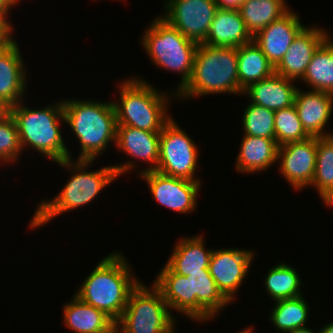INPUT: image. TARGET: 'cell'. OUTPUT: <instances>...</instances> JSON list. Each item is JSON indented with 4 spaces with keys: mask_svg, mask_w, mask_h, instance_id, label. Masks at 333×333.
<instances>
[{
    "mask_svg": "<svg viewBox=\"0 0 333 333\" xmlns=\"http://www.w3.org/2000/svg\"><path fill=\"white\" fill-rule=\"evenodd\" d=\"M300 80L312 90L333 94V42L329 37L317 48Z\"/></svg>",
    "mask_w": 333,
    "mask_h": 333,
    "instance_id": "484cf974",
    "label": "cell"
},
{
    "mask_svg": "<svg viewBox=\"0 0 333 333\" xmlns=\"http://www.w3.org/2000/svg\"><path fill=\"white\" fill-rule=\"evenodd\" d=\"M237 51L238 79L243 91L275 73V67L254 41L237 47Z\"/></svg>",
    "mask_w": 333,
    "mask_h": 333,
    "instance_id": "d4e9b609",
    "label": "cell"
},
{
    "mask_svg": "<svg viewBox=\"0 0 333 333\" xmlns=\"http://www.w3.org/2000/svg\"><path fill=\"white\" fill-rule=\"evenodd\" d=\"M21 55L14 38L0 45V100L11 106L21 102L26 93V64Z\"/></svg>",
    "mask_w": 333,
    "mask_h": 333,
    "instance_id": "ac0fdd59",
    "label": "cell"
},
{
    "mask_svg": "<svg viewBox=\"0 0 333 333\" xmlns=\"http://www.w3.org/2000/svg\"><path fill=\"white\" fill-rule=\"evenodd\" d=\"M329 37L328 31L306 26L293 40L287 52L275 66V73L285 78L300 80L317 48Z\"/></svg>",
    "mask_w": 333,
    "mask_h": 333,
    "instance_id": "9a60e30c",
    "label": "cell"
},
{
    "mask_svg": "<svg viewBox=\"0 0 333 333\" xmlns=\"http://www.w3.org/2000/svg\"><path fill=\"white\" fill-rule=\"evenodd\" d=\"M294 106L303 129L310 137H329L325 130L333 111V94L317 90L301 91L297 89Z\"/></svg>",
    "mask_w": 333,
    "mask_h": 333,
    "instance_id": "e0dca14e",
    "label": "cell"
},
{
    "mask_svg": "<svg viewBox=\"0 0 333 333\" xmlns=\"http://www.w3.org/2000/svg\"><path fill=\"white\" fill-rule=\"evenodd\" d=\"M162 293L152 284L143 282L130 293L128 303L118 323L122 333H173L175 317Z\"/></svg>",
    "mask_w": 333,
    "mask_h": 333,
    "instance_id": "9c48e42d",
    "label": "cell"
},
{
    "mask_svg": "<svg viewBox=\"0 0 333 333\" xmlns=\"http://www.w3.org/2000/svg\"><path fill=\"white\" fill-rule=\"evenodd\" d=\"M161 132L141 130L131 126L117 125L116 148L135 160L151 164L139 173L156 171L159 161ZM150 167V168H149Z\"/></svg>",
    "mask_w": 333,
    "mask_h": 333,
    "instance_id": "d6986e66",
    "label": "cell"
},
{
    "mask_svg": "<svg viewBox=\"0 0 333 333\" xmlns=\"http://www.w3.org/2000/svg\"><path fill=\"white\" fill-rule=\"evenodd\" d=\"M152 21L142 34V46L155 66L182 76L177 91L172 92L176 97L191 77L198 44L184 37L160 16Z\"/></svg>",
    "mask_w": 333,
    "mask_h": 333,
    "instance_id": "ba28073f",
    "label": "cell"
},
{
    "mask_svg": "<svg viewBox=\"0 0 333 333\" xmlns=\"http://www.w3.org/2000/svg\"><path fill=\"white\" fill-rule=\"evenodd\" d=\"M275 302L269 319L276 329L280 332L289 333L297 328L306 327L310 306H308L303 295Z\"/></svg>",
    "mask_w": 333,
    "mask_h": 333,
    "instance_id": "f1b7e54d",
    "label": "cell"
},
{
    "mask_svg": "<svg viewBox=\"0 0 333 333\" xmlns=\"http://www.w3.org/2000/svg\"><path fill=\"white\" fill-rule=\"evenodd\" d=\"M275 139L279 146L304 141L310 136L303 129L294 105L275 111Z\"/></svg>",
    "mask_w": 333,
    "mask_h": 333,
    "instance_id": "4dcf8cb0",
    "label": "cell"
},
{
    "mask_svg": "<svg viewBox=\"0 0 333 333\" xmlns=\"http://www.w3.org/2000/svg\"><path fill=\"white\" fill-rule=\"evenodd\" d=\"M11 107L7 102L0 100V124L11 116Z\"/></svg>",
    "mask_w": 333,
    "mask_h": 333,
    "instance_id": "8d00e7d4",
    "label": "cell"
},
{
    "mask_svg": "<svg viewBox=\"0 0 333 333\" xmlns=\"http://www.w3.org/2000/svg\"><path fill=\"white\" fill-rule=\"evenodd\" d=\"M22 153L18 127L10 116L0 124V162L15 163Z\"/></svg>",
    "mask_w": 333,
    "mask_h": 333,
    "instance_id": "d6a6232c",
    "label": "cell"
},
{
    "mask_svg": "<svg viewBox=\"0 0 333 333\" xmlns=\"http://www.w3.org/2000/svg\"><path fill=\"white\" fill-rule=\"evenodd\" d=\"M17 2V0H0V15L9 21L8 13H10L12 7L18 4Z\"/></svg>",
    "mask_w": 333,
    "mask_h": 333,
    "instance_id": "d590c367",
    "label": "cell"
},
{
    "mask_svg": "<svg viewBox=\"0 0 333 333\" xmlns=\"http://www.w3.org/2000/svg\"><path fill=\"white\" fill-rule=\"evenodd\" d=\"M254 256L250 249H213L208 269L218 289L230 302L234 301Z\"/></svg>",
    "mask_w": 333,
    "mask_h": 333,
    "instance_id": "4fadbf2b",
    "label": "cell"
},
{
    "mask_svg": "<svg viewBox=\"0 0 333 333\" xmlns=\"http://www.w3.org/2000/svg\"><path fill=\"white\" fill-rule=\"evenodd\" d=\"M93 162L95 161L78 159L56 162L61 167L70 168L73 174L54 199L40 201L29 224L30 228L37 229L60 214L86 206L115 179L136 167L135 162L127 160L123 164L115 163V165L88 172L87 167H90Z\"/></svg>",
    "mask_w": 333,
    "mask_h": 333,
    "instance_id": "6da1fadb",
    "label": "cell"
},
{
    "mask_svg": "<svg viewBox=\"0 0 333 333\" xmlns=\"http://www.w3.org/2000/svg\"><path fill=\"white\" fill-rule=\"evenodd\" d=\"M295 268L289 266L286 263L275 265L266 274L265 288L267 294L272 300L290 299L302 296L301 284L299 273L296 272Z\"/></svg>",
    "mask_w": 333,
    "mask_h": 333,
    "instance_id": "f546056e",
    "label": "cell"
},
{
    "mask_svg": "<svg viewBox=\"0 0 333 333\" xmlns=\"http://www.w3.org/2000/svg\"><path fill=\"white\" fill-rule=\"evenodd\" d=\"M139 177L146 180L151 195L160 205L181 214L196 210L201 181L170 177L157 171L145 172Z\"/></svg>",
    "mask_w": 333,
    "mask_h": 333,
    "instance_id": "7c38bea8",
    "label": "cell"
},
{
    "mask_svg": "<svg viewBox=\"0 0 333 333\" xmlns=\"http://www.w3.org/2000/svg\"><path fill=\"white\" fill-rule=\"evenodd\" d=\"M292 79L274 73L244 90L250 103L276 111L294 105L297 87Z\"/></svg>",
    "mask_w": 333,
    "mask_h": 333,
    "instance_id": "ffe728a7",
    "label": "cell"
},
{
    "mask_svg": "<svg viewBox=\"0 0 333 333\" xmlns=\"http://www.w3.org/2000/svg\"><path fill=\"white\" fill-rule=\"evenodd\" d=\"M222 93L244 94L238 79L237 47L198 44L191 77L176 98Z\"/></svg>",
    "mask_w": 333,
    "mask_h": 333,
    "instance_id": "277c9868",
    "label": "cell"
},
{
    "mask_svg": "<svg viewBox=\"0 0 333 333\" xmlns=\"http://www.w3.org/2000/svg\"><path fill=\"white\" fill-rule=\"evenodd\" d=\"M276 139L244 135L236 160V170L240 173H259L270 168L277 161Z\"/></svg>",
    "mask_w": 333,
    "mask_h": 333,
    "instance_id": "603a6c76",
    "label": "cell"
},
{
    "mask_svg": "<svg viewBox=\"0 0 333 333\" xmlns=\"http://www.w3.org/2000/svg\"><path fill=\"white\" fill-rule=\"evenodd\" d=\"M253 41L239 10L217 9L204 44L240 47Z\"/></svg>",
    "mask_w": 333,
    "mask_h": 333,
    "instance_id": "44dd1931",
    "label": "cell"
},
{
    "mask_svg": "<svg viewBox=\"0 0 333 333\" xmlns=\"http://www.w3.org/2000/svg\"><path fill=\"white\" fill-rule=\"evenodd\" d=\"M196 143L172 118L160 134L157 172L170 176L200 181L194 174L199 156Z\"/></svg>",
    "mask_w": 333,
    "mask_h": 333,
    "instance_id": "30bf717a",
    "label": "cell"
},
{
    "mask_svg": "<svg viewBox=\"0 0 333 333\" xmlns=\"http://www.w3.org/2000/svg\"><path fill=\"white\" fill-rule=\"evenodd\" d=\"M122 83V84H121ZM119 84V101H112L117 125L135 127L145 131L161 132L172 119L167 105L170 94L159 92L141 78L132 77Z\"/></svg>",
    "mask_w": 333,
    "mask_h": 333,
    "instance_id": "52a82bcc",
    "label": "cell"
},
{
    "mask_svg": "<svg viewBox=\"0 0 333 333\" xmlns=\"http://www.w3.org/2000/svg\"><path fill=\"white\" fill-rule=\"evenodd\" d=\"M70 303L63 307V317L66 327L75 333H92L103 330L113 320L103 311L85 303L74 295Z\"/></svg>",
    "mask_w": 333,
    "mask_h": 333,
    "instance_id": "cb8c5ba5",
    "label": "cell"
},
{
    "mask_svg": "<svg viewBox=\"0 0 333 333\" xmlns=\"http://www.w3.org/2000/svg\"><path fill=\"white\" fill-rule=\"evenodd\" d=\"M246 0H215L219 9L239 10Z\"/></svg>",
    "mask_w": 333,
    "mask_h": 333,
    "instance_id": "e575fe53",
    "label": "cell"
},
{
    "mask_svg": "<svg viewBox=\"0 0 333 333\" xmlns=\"http://www.w3.org/2000/svg\"><path fill=\"white\" fill-rule=\"evenodd\" d=\"M242 116L244 135L275 139V111L249 102Z\"/></svg>",
    "mask_w": 333,
    "mask_h": 333,
    "instance_id": "1f68e13d",
    "label": "cell"
},
{
    "mask_svg": "<svg viewBox=\"0 0 333 333\" xmlns=\"http://www.w3.org/2000/svg\"><path fill=\"white\" fill-rule=\"evenodd\" d=\"M160 15L187 39L203 44L218 9L215 0H166Z\"/></svg>",
    "mask_w": 333,
    "mask_h": 333,
    "instance_id": "8fae6325",
    "label": "cell"
},
{
    "mask_svg": "<svg viewBox=\"0 0 333 333\" xmlns=\"http://www.w3.org/2000/svg\"><path fill=\"white\" fill-rule=\"evenodd\" d=\"M11 116L18 127L22 151L28 146L55 162L72 159L60 131L61 121L65 123L62 100L38 110L21 101L11 107Z\"/></svg>",
    "mask_w": 333,
    "mask_h": 333,
    "instance_id": "8992f818",
    "label": "cell"
},
{
    "mask_svg": "<svg viewBox=\"0 0 333 333\" xmlns=\"http://www.w3.org/2000/svg\"><path fill=\"white\" fill-rule=\"evenodd\" d=\"M202 235L182 238L176 243L166 265L176 274L189 276V273L209 272L213 250L205 248Z\"/></svg>",
    "mask_w": 333,
    "mask_h": 333,
    "instance_id": "7402d4cb",
    "label": "cell"
},
{
    "mask_svg": "<svg viewBox=\"0 0 333 333\" xmlns=\"http://www.w3.org/2000/svg\"><path fill=\"white\" fill-rule=\"evenodd\" d=\"M317 137L278 147L279 172L296 190L311 186L316 167Z\"/></svg>",
    "mask_w": 333,
    "mask_h": 333,
    "instance_id": "5bb4252c",
    "label": "cell"
},
{
    "mask_svg": "<svg viewBox=\"0 0 333 333\" xmlns=\"http://www.w3.org/2000/svg\"><path fill=\"white\" fill-rule=\"evenodd\" d=\"M289 333H321V330H319V332H314L312 329L306 327H302V328H297L296 330H293Z\"/></svg>",
    "mask_w": 333,
    "mask_h": 333,
    "instance_id": "f35d334b",
    "label": "cell"
},
{
    "mask_svg": "<svg viewBox=\"0 0 333 333\" xmlns=\"http://www.w3.org/2000/svg\"><path fill=\"white\" fill-rule=\"evenodd\" d=\"M286 3V0H246L239 12L247 30L254 36L290 10Z\"/></svg>",
    "mask_w": 333,
    "mask_h": 333,
    "instance_id": "4316f807",
    "label": "cell"
},
{
    "mask_svg": "<svg viewBox=\"0 0 333 333\" xmlns=\"http://www.w3.org/2000/svg\"><path fill=\"white\" fill-rule=\"evenodd\" d=\"M153 285L162 293L170 310L178 311L193 321L214 318L231 302L218 289L210 272L174 273L166 264Z\"/></svg>",
    "mask_w": 333,
    "mask_h": 333,
    "instance_id": "7a4b0ae2",
    "label": "cell"
},
{
    "mask_svg": "<svg viewBox=\"0 0 333 333\" xmlns=\"http://www.w3.org/2000/svg\"><path fill=\"white\" fill-rule=\"evenodd\" d=\"M62 103L65 123L81 146L78 160H96L110 142L116 143L117 119L112 101L65 99Z\"/></svg>",
    "mask_w": 333,
    "mask_h": 333,
    "instance_id": "5b68a950",
    "label": "cell"
},
{
    "mask_svg": "<svg viewBox=\"0 0 333 333\" xmlns=\"http://www.w3.org/2000/svg\"><path fill=\"white\" fill-rule=\"evenodd\" d=\"M12 34L13 28L11 22L0 15V45L6 44L13 39Z\"/></svg>",
    "mask_w": 333,
    "mask_h": 333,
    "instance_id": "836d02e7",
    "label": "cell"
},
{
    "mask_svg": "<svg viewBox=\"0 0 333 333\" xmlns=\"http://www.w3.org/2000/svg\"><path fill=\"white\" fill-rule=\"evenodd\" d=\"M321 333H333V322L325 325V327H322Z\"/></svg>",
    "mask_w": 333,
    "mask_h": 333,
    "instance_id": "ab89813d",
    "label": "cell"
},
{
    "mask_svg": "<svg viewBox=\"0 0 333 333\" xmlns=\"http://www.w3.org/2000/svg\"><path fill=\"white\" fill-rule=\"evenodd\" d=\"M92 333H122L121 327L118 321H112L106 328L103 330L92 332Z\"/></svg>",
    "mask_w": 333,
    "mask_h": 333,
    "instance_id": "74e56055",
    "label": "cell"
},
{
    "mask_svg": "<svg viewBox=\"0 0 333 333\" xmlns=\"http://www.w3.org/2000/svg\"><path fill=\"white\" fill-rule=\"evenodd\" d=\"M311 186L327 206H333V136L317 137L315 174Z\"/></svg>",
    "mask_w": 333,
    "mask_h": 333,
    "instance_id": "83f0119b",
    "label": "cell"
},
{
    "mask_svg": "<svg viewBox=\"0 0 333 333\" xmlns=\"http://www.w3.org/2000/svg\"><path fill=\"white\" fill-rule=\"evenodd\" d=\"M252 330H253V329H252V327L250 326V327H248L247 329L245 328V329H243L242 331H238V333H253Z\"/></svg>",
    "mask_w": 333,
    "mask_h": 333,
    "instance_id": "60d3db41",
    "label": "cell"
},
{
    "mask_svg": "<svg viewBox=\"0 0 333 333\" xmlns=\"http://www.w3.org/2000/svg\"><path fill=\"white\" fill-rule=\"evenodd\" d=\"M125 258L117 251L104 257L75 293L82 301L103 311L113 321L121 318L130 293L141 282L133 276Z\"/></svg>",
    "mask_w": 333,
    "mask_h": 333,
    "instance_id": "3957f363",
    "label": "cell"
},
{
    "mask_svg": "<svg viewBox=\"0 0 333 333\" xmlns=\"http://www.w3.org/2000/svg\"><path fill=\"white\" fill-rule=\"evenodd\" d=\"M296 12L289 10L253 36L267 59L275 67L287 52L293 40L305 28Z\"/></svg>",
    "mask_w": 333,
    "mask_h": 333,
    "instance_id": "2e32d148",
    "label": "cell"
}]
</instances>
